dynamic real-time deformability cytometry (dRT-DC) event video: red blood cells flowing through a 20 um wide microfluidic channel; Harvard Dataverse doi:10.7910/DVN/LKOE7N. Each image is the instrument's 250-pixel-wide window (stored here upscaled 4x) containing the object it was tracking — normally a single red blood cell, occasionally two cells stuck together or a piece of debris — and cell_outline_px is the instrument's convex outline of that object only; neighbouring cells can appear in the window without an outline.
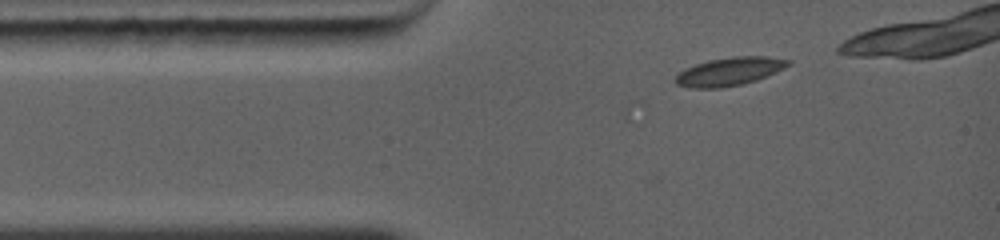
{"species": "common noctule bat (a hibernating species)", "species_latin": "Nyctalus noctula", "temperature_condition": "warm", "stored_images_in_passage": 2, "camera_frame_rate_fps": 5000, "um_per_image_px": 0.085, "animal": {"sex": "female", "body_mass_g": 19.0, "forearm_length_mm": 56.7}, "frame": {"image": 1, "passage_image": 1, "time_ms": 0.0, "image_size_px": [1000, 240], "cell_outline_px": [[792, 64], [776, 72], [756, 80], [740, 84], [720, 88], [692, 88], [676, 84], [676, 76], [684, 68], [708, 60], [732, 56], [768, 56], [792, 60]], "centroid_in_image_um": [62.03, 6.06], "position_along_channel_um": 23.0, "area_um2": 18.55}}